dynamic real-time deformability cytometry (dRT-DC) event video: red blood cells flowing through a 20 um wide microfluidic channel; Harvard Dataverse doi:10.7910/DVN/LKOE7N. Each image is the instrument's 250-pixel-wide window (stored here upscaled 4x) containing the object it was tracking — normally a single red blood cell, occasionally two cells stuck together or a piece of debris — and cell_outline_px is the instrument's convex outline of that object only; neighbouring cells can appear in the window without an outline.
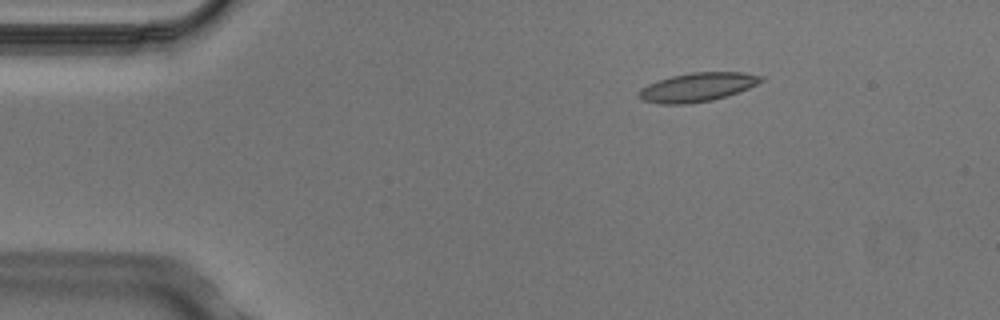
{"species": "Egyptian fruit bat (a non-hibernating species)", "species_latin": "Rousettus aegyptiacus", "temperature_condition": "cold", "stored_images_in_passage": 4, "camera_frame_rate_fps": 3000, "um_per_image_px": 0.085, "animal": {"sex": "male"}, "frame": {"image": 1, "passage_image": 3, "time_ms": 0.667, "image_size_px": [1000, 320], "cell_outline_px": [[764, 80], [740, 92], [728, 96], [712, 100], [688, 104], [660, 104], [644, 100], [636, 96], [636, 92], [640, 88], [648, 84], [672, 76], [692, 72], [744, 72], [764, 76]], "centroid_in_image_um": [59.28, 7.41], "position_along_channel_um": 25.7, "area_um2": 20.69}}